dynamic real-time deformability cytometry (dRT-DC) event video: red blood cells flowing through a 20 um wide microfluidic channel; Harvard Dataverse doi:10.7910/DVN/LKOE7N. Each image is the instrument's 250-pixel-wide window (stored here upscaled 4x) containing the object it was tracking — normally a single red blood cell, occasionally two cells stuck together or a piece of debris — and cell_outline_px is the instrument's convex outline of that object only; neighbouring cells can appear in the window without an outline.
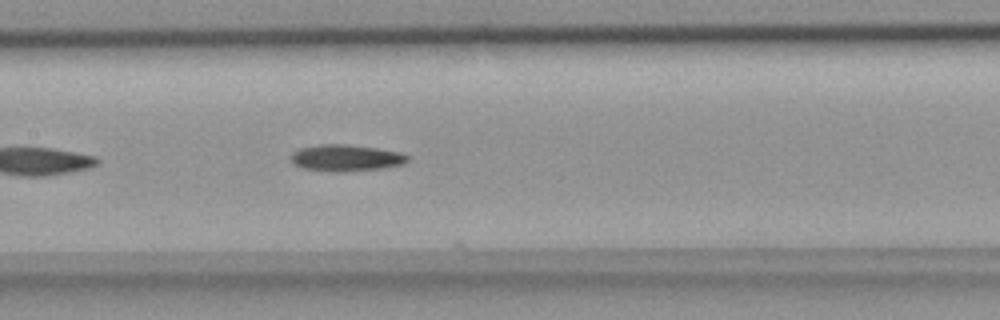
{"species": "common noctule bat (a hibernating species)", "species_latin": "Nyctalus noctula", "temperature_condition": "room temperature", "stored_images_in_passage": 38, "camera_frame_rate_fps": 3000, "um_per_image_px": 0.085, "animal": {"sex": "female", "body_mass_g": 18.4}, "frame": {"image": 1, "passage_image": 11, "time_ms": 3.333, "image_size_px": [1000, 320], "cell_outline_px": [[412, 156], [404, 164], [384, 168], [344, 172], [336, 172], [304, 168], [296, 164], [292, 160], [292, 152], [300, 148], [320, 144], [348, 144], [376, 148], [400, 152]], "centroid_in_image_um": [29.48, 13.42], "position_along_channel_um": 177.9, "area_um2": 18.09}}
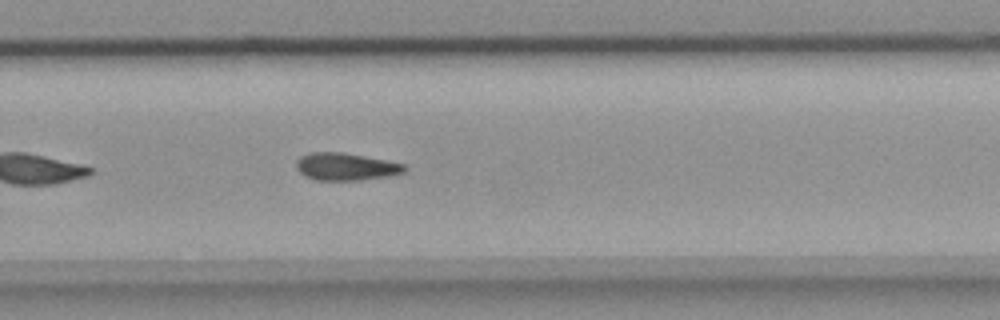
{"frame": {"image": 2, "passage_image": 20, "time_ms": 6.333, "image_size_px": [1000, 320], "cell_outline_px": [[408, 168], [404, 172], [392, 176], [364, 180], [316, 180], [304, 176], [296, 168], [296, 160], [300, 156], [312, 152], [344, 152], [388, 160], [404, 164]], "centroid_in_image_um": [29.42, 14.17], "position_along_channel_um": 300.4, "area_um2": 17.63}}
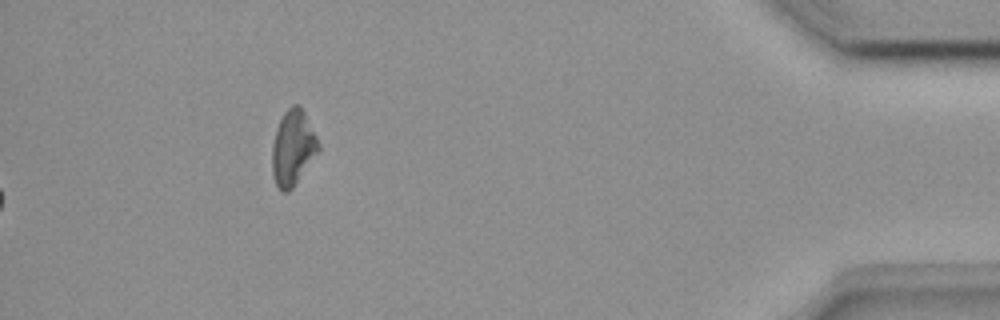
{"frame": {"image": 3, "passage_image": 38, "time_ms": 12.333, "image_size_px": [1000, 320], "cell_outline_px": [[320, 148], [292, 188], [288, 192], [284, 192], [276, 184], [272, 172], [272, 144], [276, 128], [284, 112], [292, 104], [300, 104], [320, 144]], "centroid_in_image_um": [24.88, 12.53], "position_along_channel_um": 410.3, "area_um2": 20.0}}